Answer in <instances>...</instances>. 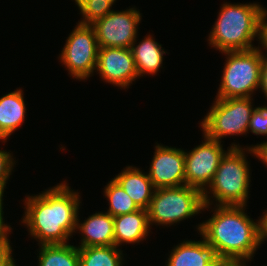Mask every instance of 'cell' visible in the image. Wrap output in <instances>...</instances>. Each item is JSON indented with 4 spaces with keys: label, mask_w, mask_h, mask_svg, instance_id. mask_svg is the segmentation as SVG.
<instances>
[{
    "label": "cell",
    "mask_w": 267,
    "mask_h": 266,
    "mask_svg": "<svg viewBox=\"0 0 267 266\" xmlns=\"http://www.w3.org/2000/svg\"><path fill=\"white\" fill-rule=\"evenodd\" d=\"M100 1H104V0H100ZM107 1H109L112 5H114L117 0H107Z\"/></svg>",
    "instance_id": "cell-33"
},
{
    "label": "cell",
    "mask_w": 267,
    "mask_h": 266,
    "mask_svg": "<svg viewBox=\"0 0 267 266\" xmlns=\"http://www.w3.org/2000/svg\"><path fill=\"white\" fill-rule=\"evenodd\" d=\"M203 193L188 185L155 189L147 209L149 225L170 227L203 211ZM169 225V226H168Z\"/></svg>",
    "instance_id": "cell-5"
},
{
    "label": "cell",
    "mask_w": 267,
    "mask_h": 266,
    "mask_svg": "<svg viewBox=\"0 0 267 266\" xmlns=\"http://www.w3.org/2000/svg\"><path fill=\"white\" fill-rule=\"evenodd\" d=\"M259 90L264 93L267 100V56L261 54L260 85Z\"/></svg>",
    "instance_id": "cell-27"
},
{
    "label": "cell",
    "mask_w": 267,
    "mask_h": 266,
    "mask_svg": "<svg viewBox=\"0 0 267 266\" xmlns=\"http://www.w3.org/2000/svg\"><path fill=\"white\" fill-rule=\"evenodd\" d=\"M260 217L261 245L267 240V210Z\"/></svg>",
    "instance_id": "cell-30"
},
{
    "label": "cell",
    "mask_w": 267,
    "mask_h": 266,
    "mask_svg": "<svg viewBox=\"0 0 267 266\" xmlns=\"http://www.w3.org/2000/svg\"><path fill=\"white\" fill-rule=\"evenodd\" d=\"M244 148H253L256 150L257 159L267 168V141L257 143L256 145L244 146Z\"/></svg>",
    "instance_id": "cell-29"
},
{
    "label": "cell",
    "mask_w": 267,
    "mask_h": 266,
    "mask_svg": "<svg viewBox=\"0 0 267 266\" xmlns=\"http://www.w3.org/2000/svg\"><path fill=\"white\" fill-rule=\"evenodd\" d=\"M265 9L259 2H224L208 35V44L221 53L256 48L253 42L258 41L259 20Z\"/></svg>",
    "instance_id": "cell-3"
},
{
    "label": "cell",
    "mask_w": 267,
    "mask_h": 266,
    "mask_svg": "<svg viewBox=\"0 0 267 266\" xmlns=\"http://www.w3.org/2000/svg\"><path fill=\"white\" fill-rule=\"evenodd\" d=\"M38 266H79V248L70 243L39 245Z\"/></svg>",
    "instance_id": "cell-19"
},
{
    "label": "cell",
    "mask_w": 267,
    "mask_h": 266,
    "mask_svg": "<svg viewBox=\"0 0 267 266\" xmlns=\"http://www.w3.org/2000/svg\"><path fill=\"white\" fill-rule=\"evenodd\" d=\"M146 35L138 43L136 38L130 47L139 78L145 75L155 76L163 68L164 55L169 54L162 44L155 41L152 34Z\"/></svg>",
    "instance_id": "cell-17"
},
{
    "label": "cell",
    "mask_w": 267,
    "mask_h": 266,
    "mask_svg": "<svg viewBox=\"0 0 267 266\" xmlns=\"http://www.w3.org/2000/svg\"><path fill=\"white\" fill-rule=\"evenodd\" d=\"M41 192L25 196L20 223L27 227L28 235L38 246L68 244L76 233L82 205L80 192L71 189L67 180Z\"/></svg>",
    "instance_id": "cell-1"
},
{
    "label": "cell",
    "mask_w": 267,
    "mask_h": 266,
    "mask_svg": "<svg viewBox=\"0 0 267 266\" xmlns=\"http://www.w3.org/2000/svg\"><path fill=\"white\" fill-rule=\"evenodd\" d=\"M168 253L166 266H215L221 260L215 247L203 237L196 241L184 239Z\"/></svg>",
    "instance_id": "cell-13"
},
{
    "label": "cell",
    "mask_w": 267,
    "mask_h": 266,
    "mask_svg": "<svg viewBox=\"0 0 267 266\" xmlns=\"http://www.w3.org/2000/svg\"><path fill=\"white\" fill-rule=\"evenodd\" d=\"M148 176L155 189L185 185V150L155 143Z\"/></svg>",
    "instance_id": "cell-12"
},
{
    "label": "cell",
    "mask_w": 267,
    "mask_h": 266,
    "mask_svg": "<svg viewBox=\"0 0 267 266\" xmlns=\"http://www.w3.org/2000/svg\"><path fill=\"white\" fill-rule=\"evenodd\" d=\"M124 255L115 245L79 248V266H123Z\"/></svg>",
    "instance_id": "cell-20"
},
{
    "label": "cell",
    "mask_w": 267,
    "mask_h": 266,
    "mask_svg": "<svg viewBox=\"0 0 267 266\" xmlns=\"http://www.w3.org/2000/svg\"><path fill=\"white\" fill-rule=\"evenodd\" d=\"M4 189H0V247L10 245L9 234L12 233V227L10 224L5 223L4 219V211H3V197H4Z\"/></svg>",
    "instance_id": "cell-25"
},
{
    "label": "cell",
    "mask_w": 267,
    "mask_h": 266,
    "mask_svg": "<svg viewBox=\"0 0 267 266\" xmlns=\"http://www.w3.org/2000/svg\"><path fill=\"white\" fill-rule=\"evenodd\" d=\"M114 179L140 209H148L155 188L147 172L144 173L143 170L134 165H128L115 175Z\"/></svg>",
    "instance_id": "cell-18"
},
{
    "label": "cell",
    "mask_w": 267,
    "mask_h": 266,
    "mask_svg": "<svg viewBox=\"0 0 267 266\" xmlns=\"http://www.w3.org/2000/svg\"><path fill=\"white\" fill-rule=\"evenodd\" d=\"M246 153L257 158L253 148H231L225 154L210 185L203 192L204 205L248 206L252 173Z\"/></svg>",
    "instance_id": "cell-4"
},
{
    "label": "cell",
    "mask_w": 267,
    "mask_h": 266,
    "mask_svg": "<svg viewBox=\"0 0 267 266\" xmlns=\"http://www.w3.org/2000/svg\"><path fill=\"white\" fill-rule=\"evenodd\" d=\"M11 151L0 149V189H6L8 181H10V175L14 172L16 160H14L13 153Z\"/></svg>",
    "instance_id": "cell-24"
},
{
    "label": "cell",
    "mask_w": 267,
    "mask_h": 266,
    "mask_svg": "<svg viewBox=\"0 0 267 266\" xmlns=\"http://www.w3.org/2000/svg\"><path fill=\"white\" fill-rule=\"evenodd\" d=\"M215 266H242V260L221 259Z\"/></svg>",
    "instance_id": "cell-31"
},
{
    "label": "cell",
    "mask_w": 267,
    "mask_h": 266,
    "mask_svg": "<svg viewBox=\"0 0 267 266\" xmlns=\"http://www.w3.org/2000/svg\"><path fill=\"white\" fill-rule=\"evenodd\" d=\"M58 60L68 71V75L79 81L94 75L98 58V42L92 25L76 23L68 34Z\"/></svg>",
    "instance_id": "cell-8"
},
{
    "label": "cell",
    "mask_w": 267,
    "mask_h": 266,
    "mask_svg": "<svg viewBox=\"0 0 267 266\" xmlns=\"http://www.w3.org/2000/svg\"><path fill=\"white\" fill-rule=\"evenodd\" d=\"M12 253L11 244L0 247V266H13L16 263Z\"/></svg>",
    "instance_id": "cell-28"
},
{
    "label": "cell",
    "mask_w": 267,
    "mask_h": 266,
    "mask_svg": "<svg viewBox=\"0 0 267 266\" xmlns=\"http://www.w3.org/2000/svg\"><path fill=\"white\" fill-rule=\"evenodd\" d=\"M247 262V263H246ZM248 262L249 260H244L242 261V266H248ZM262 266H265V265H262ZM267 266V265H266Z\"/></svg>",
    "instance_id": "cell-32"
},
{
    "label": "cell",
    "mask_w": 267,
    "mask_h": 266,
    "mask_svg": "<svg viewBox=\"0 0 267 266\" xmlns=\"http://www.w3.org/2000/svg\"><path fill=\"white\" fill-rule=\"evenodd\" d=\"M214 100L199 123L201 131L219 142L229 136L247 135L250 118L256 108L253 107V97Z\"/></svg>",
    "instance_id": "cell-7"
},
{
    "label": "cell",
    "mask_w": 267,
    "mask_h": 266,
    "mask_svg": "<svg viewBox=\"0 0 267 266\" xmlns=\"http://www.w3.org/2000/svg\"><path fill=\"white\" fill-rule=\"evenodd\" d=\"M74 2L82 17V20L80 19L78 23L85 25H92L97 20L103 18L112 11L111 9L113 7L107 0H74Z\"/></svg>",
    "instance_id": "cell-22"
},
{
    "label": "cell",
    "mask_w": 267,
    "mask_h": 266,
    "mask_svg": "<svg viewBox=\"0 0 267 266\" xmlns=\"http://www.w3.org/2000/svg\"><path fill=\"white\" fill-rule=\"evenodd\" d=\"M79 215L78 213L76 233L78 231L81 234V243L79 242L78 248L115 245L113 216L105 211H99L82 222Z\"/></svg>",
    "instance_id": "cell-14"
},
{
    "label": "cell",
    "mask_w": 267,
    "mask_h": 266,
    "mask_svg": "<svg viewBox=\"0 0 267 266\" xmlns=\"http://www.w3.org/2000/svg\"><path fill=\"white\" fill-rule=\"evenodd\" d=\"M202 134L204 139L200 145L190 151L185 150V185L203 193L210 185L225 154L231 148H242V146L234 142L225 151L222 142L209 138L203 132Z\"/></svg>",
    "instance_id": "cell-9"
},
{
    "label": "cell",
    "mask_w": 267,
    "mask_h": 266,
    "mask_svg": "<svg viewBox=\"0 0 267 266\" xmlns=\"http://www.w3.org/2000/svg\"><path fill=\"white\" fill-rule=\"evenodd\" d=\"M249 132L267 138V105L257 106L254 109L249 122L248 134Z\"/></svg>",
    "instance_id": "cell-23"
},
{
    "label": "cell",
    "mask_w": 267,
    "mask_h": 266,
    "mask_svg": "<svg viewBox=\"0 0 267 266\" xmlns=\"http://www.w3.org/2000/svg\"><path fill=\"white\" fill-rule=\"evenodd\" d=\"M114 220V241L115 246L122 244H140L150 235L151 227L149 225L148 212L145 209H139L133 213L122 214L113 217Z\"/></svg>",
    "instance_id": "cell-15"
},
{
    "label": "cell",
    "mask_w": 267,
    "mask_h": 266,
    "mask_svg": "<svg viewBox=\"0 0 267 266\" xmlns=\"http://www.w3.org/2000/svg\"><path fill=\"white\" fill-rule=\"evenodd\" d=\"M247 206L204 205L213 213L196 225L200 238L215 247L219 257L227 260L253 261L261 247L260 218L252 219L245 213ZM210 208V209H209ZM255 221V222H254Z\"/></svg>",
    "instance_id": "cell-2"
},
{
    "label": "cell",
    "mask_w": 267,
    "mask_h": 266,
    "mask_svg": "<svg viewBox=\"0 0 267 266\" xmlns=\"http://www.w3.org/2000/svg\"><path fill=\"white\" fill-rule=\"evenodd\" d=\"M103 193V196L109 201L106 212L113 217L133 213L140 209L114 178L108 181Z\"/></svg>",
    "instance_id": "cell-21"
},
{
    "label": "cell",
    "mask_w": 267,
    "mask_h": 266,
    "mask_svg": "<svg viewBox=\"0 0 267 266\" xmlns=\"http://www.w3.org/2000/svg\"><path fill=\"white\" fill-rule=\"evenodd\" d=\"M141 20L142 13L135 6L121 11L112 9L92 24L98 46L130 48L139 36L138 26Z\"/></svg>",
    "instance_id": "cell-10"
},
{
    "label": "cell",
    "mask_w": 267,
    "mask_h": 266,
    "mask_svg": "<svg viewBox=\"0 0 267 266\" xmlns=\"http://www.w3.org/2000/svg\"><path fill=\"white\" fill-rule=\"evenodd\" d=\"M21 88L0 97V141H8L10 135L20 129L26 117V103Z\"/></svg>",
    "instance_id": "cell-16"
},
{
    "label": "cell",
    "mask_w": 267,
    "mask_h": 266,
    "mask_svg": "<svg viewBox=\"0 0 267 266\" xmlns=\"http://www.w3.org/2000/svg\"><path fill=\"white\" fill-rule=\"evenodd\" d=\"M266 20H267V8L262 13L260 20H259V30H258V41L259 42H258V46H256L260 54L264 56L265 55L267 56V21Z\"/></svg>",
    "instance_id": "cell-26"
},
{
    "label": "cell",
    "mask_w": 267,
    "mask_h": 266,
    "mask_svg": "<svg viewBox=\"0 0 267 266\" xmlns=\"http://www.w3.org/2000/svg\"><path fill=\"white\" fill-rule=\"evenodd\" d=\"M96 72L101 81L125 90L139 79L130 48L99 47Z\"/></svg>",
    "instance_id": "cell-11"
},
{
    "label": "cell",
    "mask_w": 267,
    "mask_h": 266,
    "mask_svg": "<svg viewBox=\"0 0 267 266\" xmlns=\"http://www.w3.org/2000/svg\"><path fill=\"white\" fill-rule=\"evenodd\" d=\"M222 54L226 59L216 98L253 97L260 85V52L253 48Z\"/></svg>",
    "instance_id": "cell-6"
}]
</instances>
